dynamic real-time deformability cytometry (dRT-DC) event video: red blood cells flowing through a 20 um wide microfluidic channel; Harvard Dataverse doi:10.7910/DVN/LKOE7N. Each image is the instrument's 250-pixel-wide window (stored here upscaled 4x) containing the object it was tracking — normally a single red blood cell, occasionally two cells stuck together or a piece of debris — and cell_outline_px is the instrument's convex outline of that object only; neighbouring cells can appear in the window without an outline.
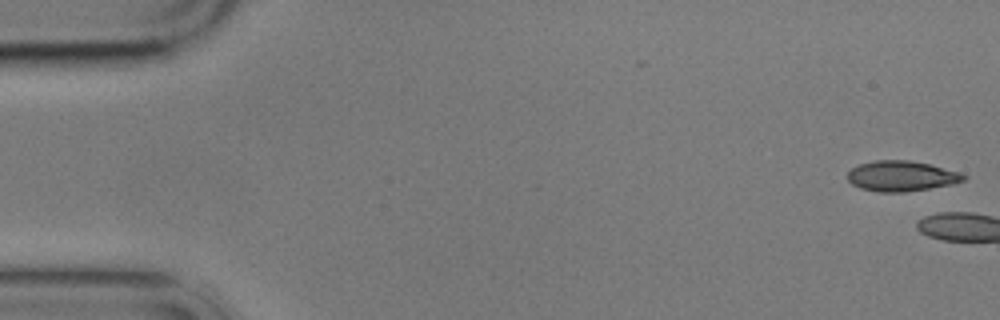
{"species": "common noctule bat (a hibernating species)", "species_latin": "Nyctalus noctula", "temperature_condition": "cold", "stored_images_in_passage": 5, "camera_frame_rate_fps": 3000, "um_per_image_px": 0.085, "animal": {"sex": "male", "body_mass_g": 17.9}, "frame": {"image": 1, "passage_image": 1, "time_ms": 0.0, "image_size_px": [1000, 320], "cell_outline_px": [[968, 176], [964, 180], [952, 184], [904, 192], [876, 192], [860, 188], [852, 184], [848, 180], [848, 172], [852, 168], [860, 164], [876, 160], [908, 160], [928, 164], [960, 172]], "centroid_in_image_um": [76.61, 14.97], "position_along_channel_um": 8.4, "area_um2": 20.4}}